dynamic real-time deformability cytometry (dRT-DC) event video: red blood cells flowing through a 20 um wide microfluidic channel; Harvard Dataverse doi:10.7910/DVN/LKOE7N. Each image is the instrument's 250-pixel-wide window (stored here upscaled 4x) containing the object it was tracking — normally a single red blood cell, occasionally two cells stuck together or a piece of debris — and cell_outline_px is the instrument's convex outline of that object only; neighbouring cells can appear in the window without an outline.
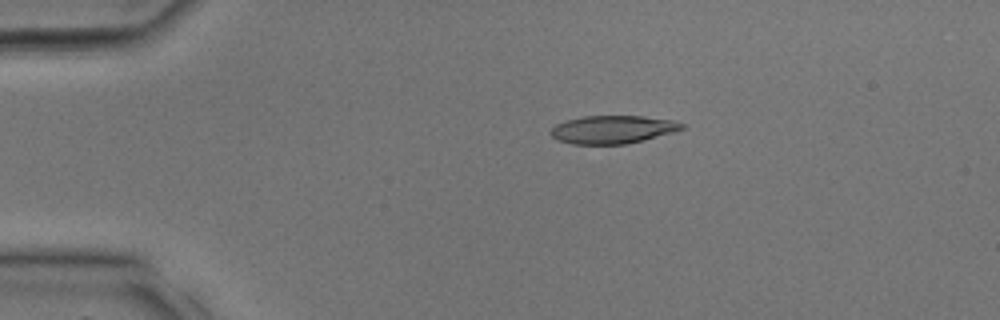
{"species": "common noctule bat (a hibernating species)", "species_latin": "Nyctalus noctula", "temperature_condition": "room temperature", "stored_images_in_passage": 20, "camera_frame_rate_fps": 3000, "um_per_image_px": 0.085, "animal": {"sex": "male", "body_mass_g": 17.9, "forearm_length_mm": 54.2}, "frame": {"image": 1, "passage_image": 5, "time_ms": 1.333, "image_size_px": [1000, 320], "cell_outline_px": [[684, 128], [676, 132], [644, 140], [624, 144], [572, 144], [556, 140], [548, 132], [556, 124], [580, 116], [644, 116], [672, 120], [684, 124]], "centroid_in_image_um": [52.07, 11.01], "position_along_channel_um": 32.9, "area_um2": 21.56}}
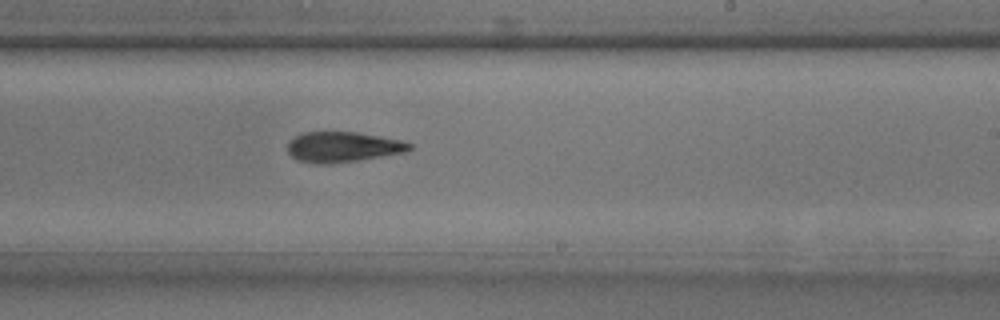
{"frame": {"image": 2, "passage_image": 18, "time_ms": 5.667, "image_size_px": [1000, 320], "cell_outline_px": [[412, 148], [404, 152], [360, 160], [332, 164], [312, 164], [296, 160], [288, 152], [288, 140], [300, 132], [356, 132], [380, 136], [400, 140], [412, 144]], "centroid_in_image_um": [29.08, 12.5], "position_along_channel_um": 259.9, "area_um2": 21.79}}
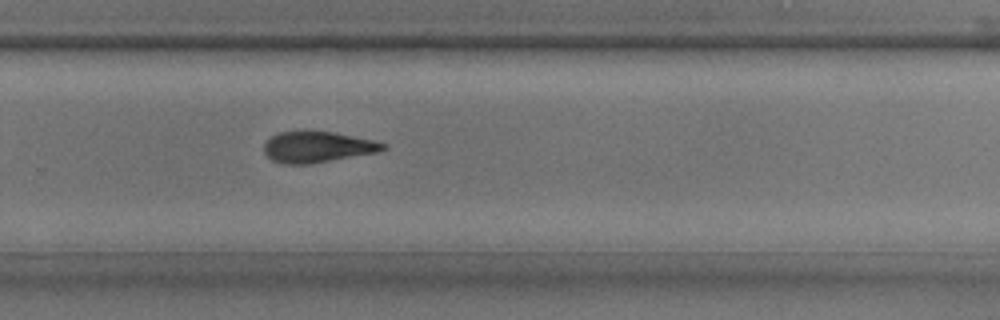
{"frame": {"image": 3, "passage_image": 20, "time_ms": 6.333, "image_size_px": [1000, 320], "cell_outline_px": [[388, 148], [380, 152], [308, 164], [284, 164], [272, 160], [264, 152], [264, 144], [272, 136], [280, 132], [300, 128], [304, 128], [332, 132], [372, 140], [388, 144]], "centroid_in_image_um": [26.98, 12.46], "position_along_channel_um": 302.8, "area_um2": 22.02}}